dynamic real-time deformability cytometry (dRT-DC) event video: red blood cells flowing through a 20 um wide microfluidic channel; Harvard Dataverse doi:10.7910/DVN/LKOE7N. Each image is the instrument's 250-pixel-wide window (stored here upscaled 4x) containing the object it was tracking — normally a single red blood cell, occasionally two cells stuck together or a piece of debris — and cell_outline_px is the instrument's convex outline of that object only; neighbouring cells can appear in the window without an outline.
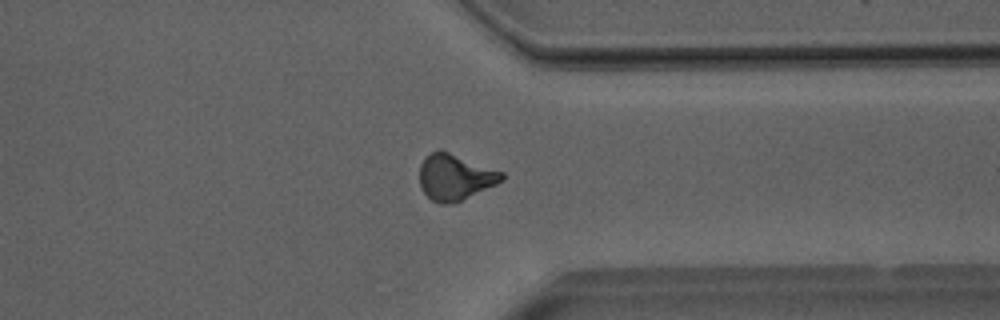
{"species": "Egyptian fruit bat (a non-hibernating species)", "species_latin": "Rousettus aegyptiacus", "temperature_condition": "room temperature", "stored_images_in_passage": 46, "camera_frame_rate_fps": 3000, "um_per_image_px": 0.085, "animal": {"sex": "male"}, "frame": {"image": 1, "passage_image": 40, "time_ms": 13.0, "image_size_px": [1000, 320], "cell_outline_px": [[504, 180], [496, 184], [452, 204], [440, 204], [432, 200], [424, 192], [420, 184], [420, 164], [424, 156], [440, 148], [504, 172]], "centroid_in_image_um": [38.66, 15.03], "position_along_channel_um": 372.7, "area_um2": 22.14}, "authors_computed_cell_mechanics": {"area_um2": 21.9351, "velocity_mm_per_s": 4.0224, "shape_relaxation_time_tau1_ms": 9.8012, "shape_relaxation_time_tau2_ms": 2.7226, "deformation_change_tau1": 0.2174, "deformation_change_tau2": 0.0999}}